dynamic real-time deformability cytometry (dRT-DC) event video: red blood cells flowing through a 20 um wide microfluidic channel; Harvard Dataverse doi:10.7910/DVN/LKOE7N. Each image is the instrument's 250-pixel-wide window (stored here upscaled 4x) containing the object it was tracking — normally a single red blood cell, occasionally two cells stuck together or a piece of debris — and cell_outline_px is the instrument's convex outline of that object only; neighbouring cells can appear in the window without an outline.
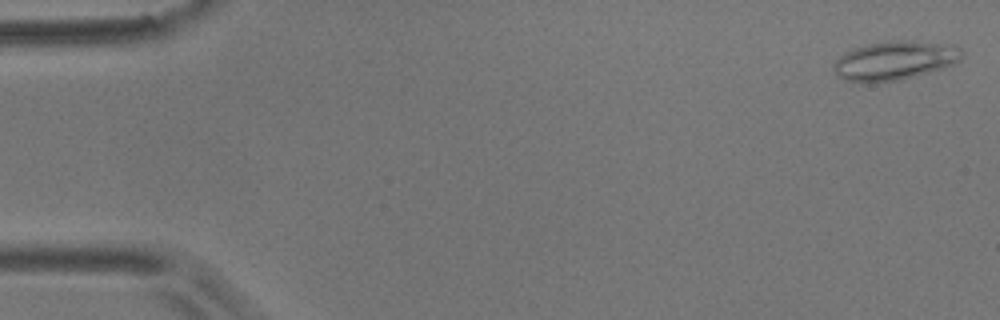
{"species": "common noctule bat (a hibernating species)", "species_latin": "Nyctalus noctula", "temperature_condition": "room temperature", "stored_images_in_passage": 4, "camera_frame_rate_fps": 3000, "um_per_image_px": 0.085, "animal": {"sex": "male", "body_mass_g": 17.9}, "frame": {"image": 1, "passage_image": 1, "time_ms": 0.0, "image_size_px": [1000, 320], "cell_outline_px": [[964, 52], [960, 60], [956, 64], [900, 80], [848, 80], [836, 76], [832, 68], [832, 64], [844, 52], [868, 44], [884, 40], [912, 40], [956, 44]], "centroid_in_image_um": [76.12, 5.09], "position_along_channel_um": 8.9, "area_um2": 29.02}}